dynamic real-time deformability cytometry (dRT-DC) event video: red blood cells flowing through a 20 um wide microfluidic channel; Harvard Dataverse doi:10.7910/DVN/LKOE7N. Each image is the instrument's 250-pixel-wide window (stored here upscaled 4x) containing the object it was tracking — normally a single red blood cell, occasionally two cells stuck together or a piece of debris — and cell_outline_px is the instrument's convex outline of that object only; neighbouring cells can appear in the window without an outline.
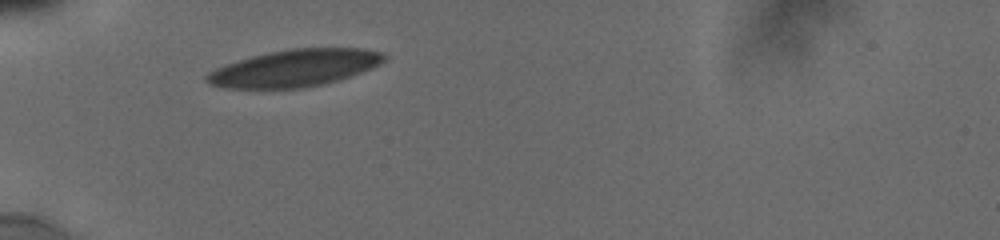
{"species": "human", "species_latin": "Homo sapiens", "temperature_condition": "cold", "stored_images_in_passage": 5, "camera_frame_rate_fps": 3000, "um_per_image_px": 0.085, "donor": {"sex": "male"}, "frame": {"image": 1, "passage_image": 1, "time_ms": 0.0, "image_size_px": [1000, 240], "cell_outline_px": [[384, 60], [360, 72], [324, 84], [304, 88], [228, 88], [208, 84], [204, 80], [204, 76], [208, 72], [216, 68], [236, 60], [268, 52], [292, 48], [364, 48], [380, 52], [384, 56]], "centroid_in_image_um": [24.95, 5.79], "position_along_channel_um": 60.1, "area_um2": 37.92}}
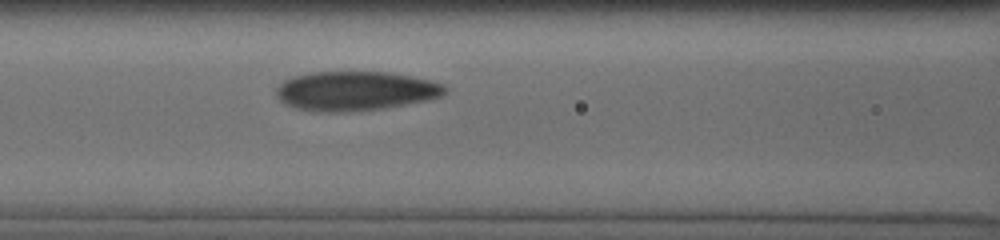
{"frame": {"image": 2, "passage_image": 5, "time_ms": 2.333, "image_size_px": [1000, 240], "cell_outline_px": [[444, 92], [440, 96], [424, 100], [380, 108], [344, 112], [320, 112], [296, 108], [280, 100], [276, 92], [276, 88], [284, 80], [292, 76], [312, 72], [388, 72], [428, 80], [444, 84]], "centroid_in_image_um": [30.13, 7.72], "position_along_channel_um": 136.5, "area_um2": 37.97}}